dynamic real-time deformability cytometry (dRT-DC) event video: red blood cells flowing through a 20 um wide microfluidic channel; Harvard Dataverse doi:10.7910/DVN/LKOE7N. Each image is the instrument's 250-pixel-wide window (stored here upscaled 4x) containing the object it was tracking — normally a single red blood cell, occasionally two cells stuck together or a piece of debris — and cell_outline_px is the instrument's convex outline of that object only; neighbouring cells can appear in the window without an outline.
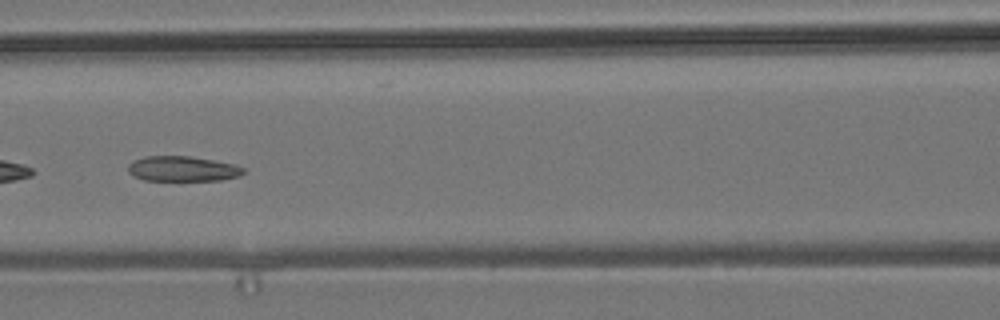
{"species": "common noctule bat (a hibernating species)", "species_latin": "Nyctalus noctula", "temperature_condition": "room temperature", "stored_images_in_passage": 42, "camera_frame_rate_fps": 3000, "um_per_image_px": 0.085, "animal": {"sex": "male", "body_mass_g": 19.2, "forearm_length_mm": 51.8}, "frame": {"image": 1, "passage_image": 24, "time_ms": 7.667, "image_size_px": [1000, 320], "cell_outline_px": [[244, 172], [236, 176], [220, 180], [144, 180], [132, 176], [128, 172], [128, 164], [132, 160], [144, 156], [192, 156], [236, 164], [244, 168]], "centroid_in_image_um": [15.47, 14.33], "position_along_channel_um": 151.1, "area_um2": 16.99}}
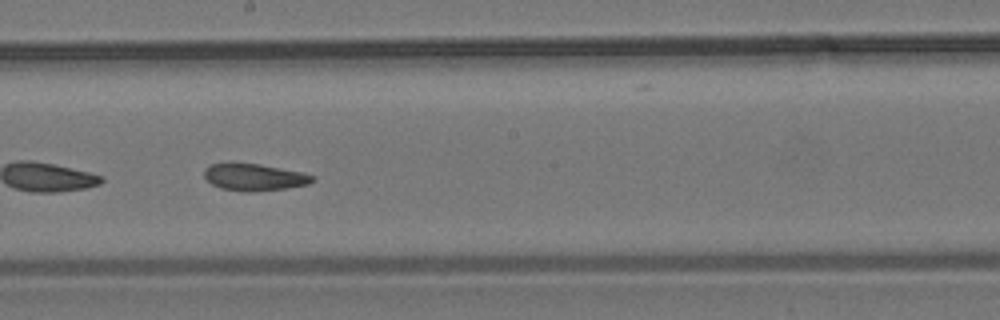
{"frame": {"image": 2, "passage_image": 30, "time_ms": 9.667, "image_size_px": [1000, 320], "cell_outline_px": [[316, 180], [308, 184], [288, 188], [252, 192], [248, 192], [220, 188], [212, 184], [204, 176], [204, 168], [208, 164], [260, 164], [300, 172], [316, 176]], "centroid_in_image_um": [21.64, 15.07], "position_along_channel_um": 226.6, "area_um2": 16.88}, "authors_computed_cell_mechanics": {"area_um2": 18.6116, "velocity_mm_per_s": 3.7954, "shape_relaxation_time_tau1_ms": null, "shape_relaxation_time_tau2_ms": 1.9448, "deformation_change_tau1": null, "deformation_change_tau2": 0.0738}}